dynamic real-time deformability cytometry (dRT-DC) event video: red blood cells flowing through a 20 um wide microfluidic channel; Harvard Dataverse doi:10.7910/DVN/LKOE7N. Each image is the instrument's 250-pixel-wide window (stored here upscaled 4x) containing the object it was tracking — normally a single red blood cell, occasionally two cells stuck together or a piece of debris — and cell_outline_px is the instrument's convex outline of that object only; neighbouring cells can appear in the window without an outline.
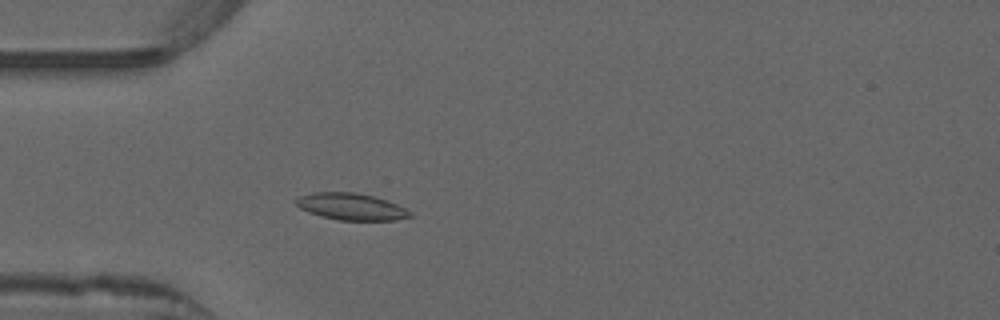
{"species": "common noctule bat (a hibernating species)", "species_latin": "Nyctalus noctula", "temperature_condition": "warm", "stored_images_in_passage": 52, "camera_frame_rate_fps": 3000, "um_per_image_px": 0.085, "animal": {"sex": "male", "forearm_length_mm": 52.5}, "frame": {"image": 1, "passage_image": 15, "time_ms": 4.667, "image_size_px": [1000, 320], "cell_outline_px": [[412, 216], [396, 220], [340, 220], [320, 216], [308, 212], [300, 208], [292, 200], [300, 196], [312, 192], [356, 192], [376, 196], [396, 204], [412, 212]], "centroid_in_image_um": [29.82, 17.55], "position_along_channel_um": 55.2, "area_um2": 17.92}}
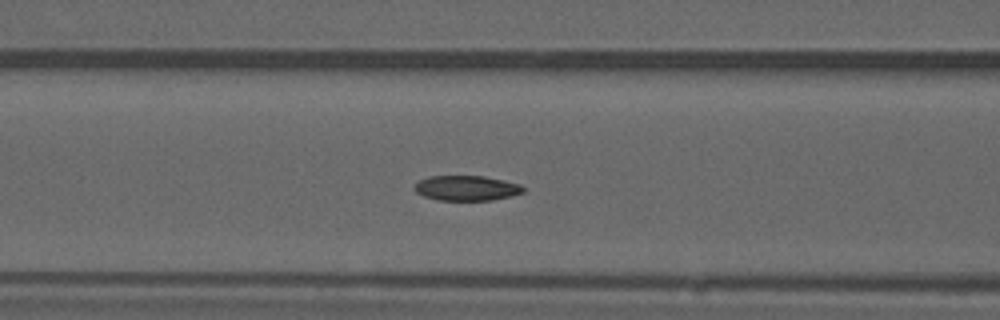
{"frame": {"image": 2, "passage_image": 21, "time_ms": 6.667, "image_size_px": [1000, 320], "cell_outline_px": [[528, 188], [524, 192], [512, 196], [492, 200], [440, 200], [424, 196], [416, 192], [412, 188], [420, 180], [428, 176], [484, 176], [504, 180], [520, 184]], "centroid_in_image_um": [39.7, 15.98], "position_along_channel_um": 126.9, "area_um2": 16.01}}
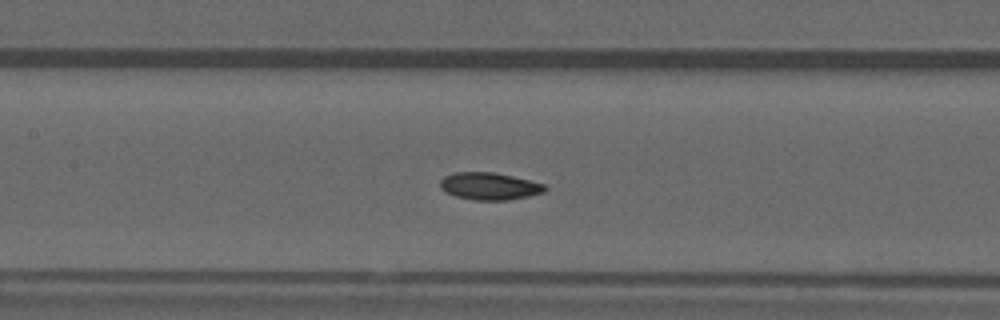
{"frame": {"image": 3, "passage_image": 24, "time_ms": 7.667, "image_size_px": [1000, 320], "cell_outline_px": [[548, 188], [544, 192], [528, 196], [508, 200], [472, 200], [456, 196], [444, 192], [440, 188], [440, 180], [444, 176], [456, 172], [492, 172], [512, 176], [544, 184]], "centroid_in_image_um": [41.57, 15.83], "position_along_channel_um": 165.8, "area_um2": 16.65}, "authors_computed_cell_mechanics": {"area_um2": 16.4152, "velocity_mm_per_s": 3.8935, "shape_relaxation_time_tau1_ms": 7.5698, "shape_relaxation_time_tau2_ms": 6.2753, "deformation_change_tau1": 0.1629, "deformation_change_tau2": 0.1119}}